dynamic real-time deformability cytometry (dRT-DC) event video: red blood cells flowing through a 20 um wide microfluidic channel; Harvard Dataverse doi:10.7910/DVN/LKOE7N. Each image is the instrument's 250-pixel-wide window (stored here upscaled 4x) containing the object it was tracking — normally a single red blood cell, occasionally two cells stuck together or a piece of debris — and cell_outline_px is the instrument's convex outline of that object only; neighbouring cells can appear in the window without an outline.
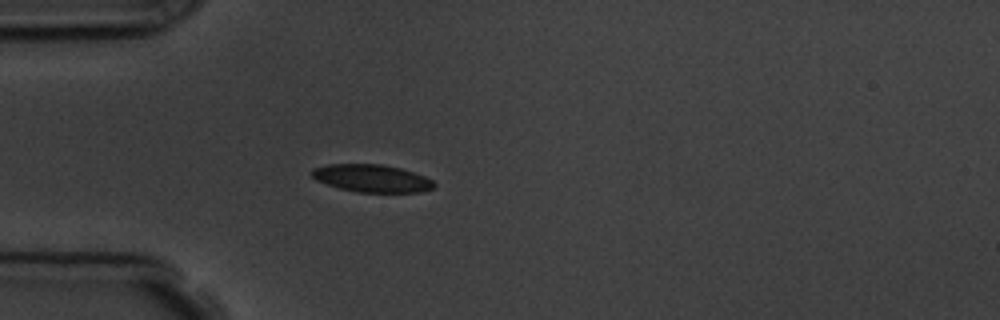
{"species": "common noctule bat (a hibernating species)", "species_latin": "Nyctalus noctula", "temperature_condition": "room temperature", "stored_images_in_passage": 5, "camera_frame_rate_fps": 3000, "um_per_image_px": 0.085, "animal": {"sex": "male", "body_mass_g": 19.5, "forearm_length_mm": 54.6}, "frame": {"image": 1, "passage_image": 5, "time_ms": 4.333, "image_size_px": [1000, 320], "cell_outline_px": [[436, 184], [432, 188], [420, 192], [356, 192], [340, 188], [316, 180], [308, 172], [312, 168], [328, 164], [384, 164], [400, 168], [424, 176], [432, 180]], "centroid_in_image_um": [31.57, 15.15], "position_along_channel_um": 53.4, "area_um2": 19.65}}